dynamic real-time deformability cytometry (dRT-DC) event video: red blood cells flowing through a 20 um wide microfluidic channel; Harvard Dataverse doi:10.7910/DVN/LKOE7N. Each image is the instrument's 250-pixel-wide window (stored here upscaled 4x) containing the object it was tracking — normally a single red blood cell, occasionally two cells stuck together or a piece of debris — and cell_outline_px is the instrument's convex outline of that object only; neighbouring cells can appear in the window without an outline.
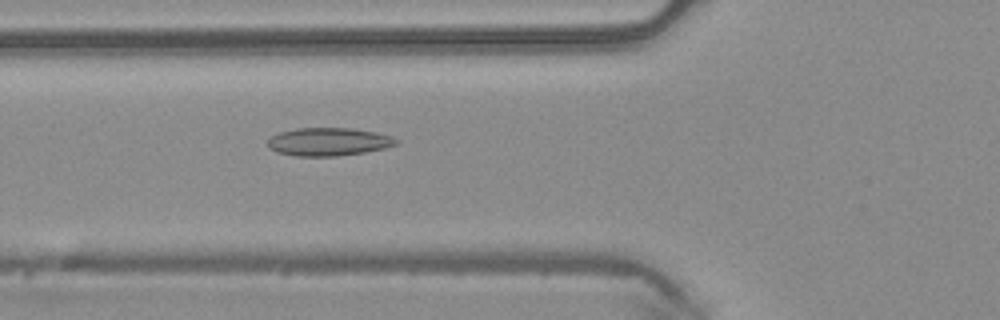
{"species": "common noctule bat (a hibernating species)", "species_latin": "Nyctalus noctula", "temperature_condition": "warm", "stored_images_in_passage": 48, "camera_frame_rate_fps": 3000, "um_per_image_px": 0.085, "animal": {"sex": "male", "body_mass_g": 20.4}, "frame": {"image": 1, "passage_image": 17, "time_ms": 5.333, "image_size_px": [1000, 320], "cell_outline_px": [[400, 144], [384, 148], [364, 152], [336, 156], [296, 156], [276, 152], [268, 148], [268, 140], [272, 136], [280, 132], [296, 128], [352, 128], [376, 132], [392, 136], [400, 140]], "centroid_in_image_um": [27.96, 12.05], "position_along_channel_um": 97.8, "area_um2": 21.15}}
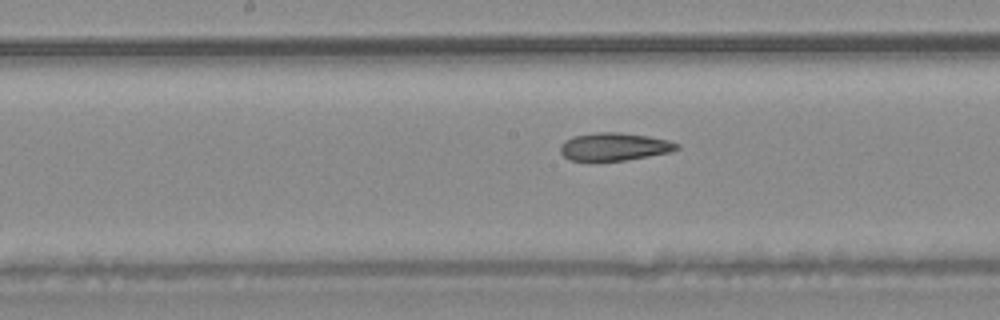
{"frame": {"image": 2, "passage_image": 24, "time_ms": 7.667, "image_size_px": [1000, 320], "cell_outline_px": [[680, 148], [668, 152], [648, 156], [624, 160], [568, 160], [560, 152], [560, 144], [564, 140], [572, 136], [596, 132], [620, 132], [648, 136], [668, 140], [680, 144]], "centroid_in_image_um": [52.18, 12.45], "position_along_channel_um": 196.0, "area_um2": 18.84}}
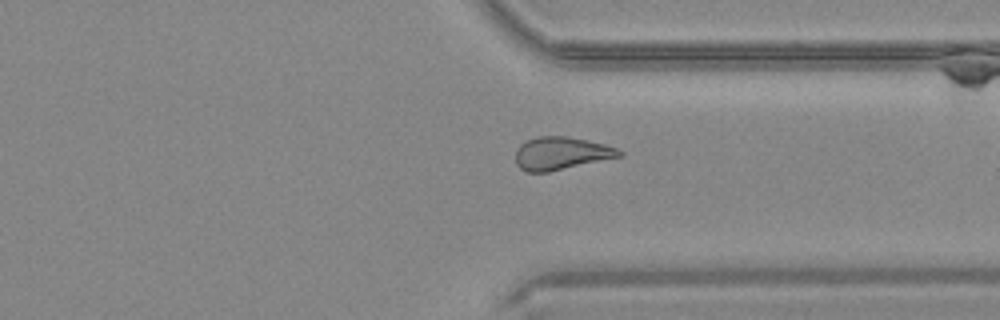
{"frame": {"image": 3, "passage_image": 36, "time_ms": 11.667, "image_size_px": [1000, 320], "cell_outline_px": [[624, 156], [548, 172], [528, 172], [520, 168], [516, 164], [516, 148], [520, 144], [536, 136], [568, 136], [604, 144], [616, 148], [624, 152]], "centroid_in_image_um": [47.71, 13.03], "position_along_channel_um": 363.7, "area_um2": 19.94}, "authors_computed_cell_mechanics": {"area_um2": 21.1259, "velocity_mm_per_s": 4.1874, "shape_relaxation_time_tau1_ms": null, "shape_relaxation_time_tau2_ms": 4.8471, "deformation_change_tau1": null, "deformation_change_tau2": 0.1253}}